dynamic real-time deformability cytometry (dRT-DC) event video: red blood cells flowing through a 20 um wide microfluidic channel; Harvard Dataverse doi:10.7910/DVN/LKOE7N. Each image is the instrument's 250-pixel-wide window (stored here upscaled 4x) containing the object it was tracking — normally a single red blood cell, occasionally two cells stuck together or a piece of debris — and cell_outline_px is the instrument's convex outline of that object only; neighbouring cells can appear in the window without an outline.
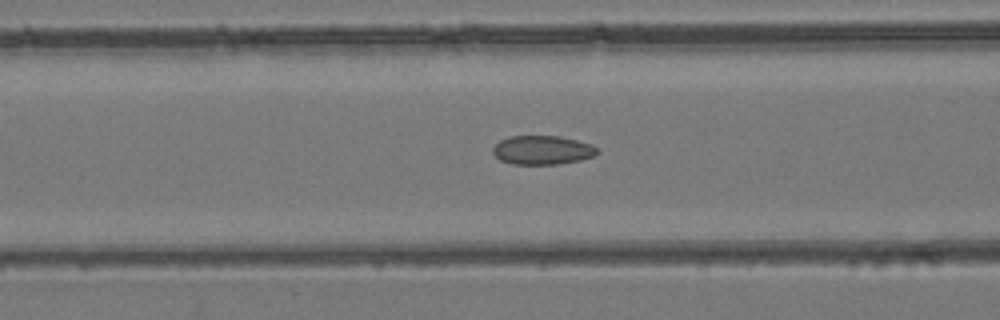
{"species": "common noctule bat (a hibernating species)", "species_latin": "Nyctalus noctula", "temperature_condition": "room temperature", "stored_images_in_passage": 49, "camera_frame_rate_fps": 3000, "um_per_image_px": 0.085, "animal": {"sex": "female", "body_mass_g": 24.6, "forearm_length_mm": 56.2}, "frame": {"image": 1, "passage_image": 20, "time_ms": 6.333, "image_size_px": [1000, 320], "cell_outline_px": [[600, 152], [592, 156], [580, 160], [556, 164], [512, 164], [500, 160], [492, 152], [492, 148], [500, 140], [508, 136], [560, 136], [592, 144]], "centroid_in_image_um": [46.08, 12.75], "position_along_channel_um": 120.5, "area_um2": 17.57}}
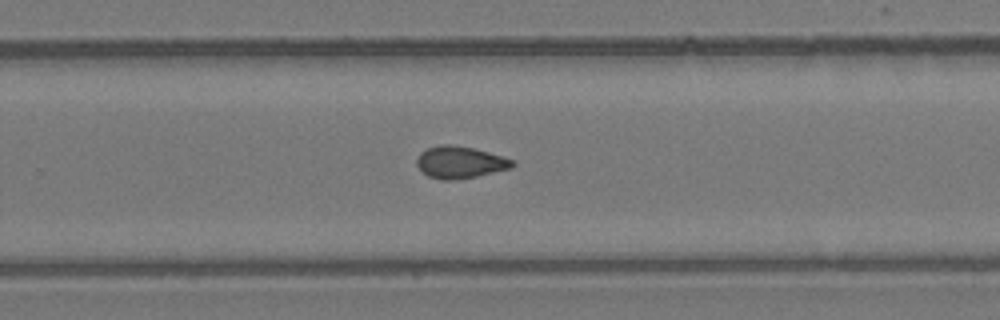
{"frame": {"image": 2, "passage_image": 32, "time_ms": 10.333, "image_size_px": [1000, 320], "cell_outline_px": [[516, 164], [512, 168], [476, 176], [452, 180], [440, 180], [428, 176], [416, 164], [416, 160], [420, 152], [428, 148], [440, 144], [456, 144], [488, 152], [512, 160]], "centroid_in_image_um": [39.08, 13.79], "position_along_channel_um": 290.7, "area_um2": 17.74}}
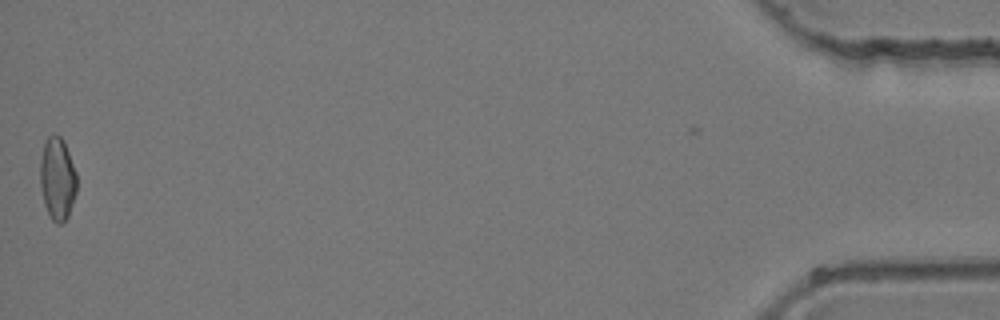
{"frame": {"image": 3, "passage_image": 49, "time_ms": 16.0, "image_size_px": [1000, 320], "cell_outline_px": [[76, 192], [68, 216], [60, 224], [56, 224], [52, 220], [44, 204], [40, 184], [40, 160], [44, 140], [48, 136], [60, 136], [68, 152], [76, 172]], "centroid_in_image_um": [4.86, 15.2], "position_along_channel_um": 430.3, "area_um2": 17.46}}